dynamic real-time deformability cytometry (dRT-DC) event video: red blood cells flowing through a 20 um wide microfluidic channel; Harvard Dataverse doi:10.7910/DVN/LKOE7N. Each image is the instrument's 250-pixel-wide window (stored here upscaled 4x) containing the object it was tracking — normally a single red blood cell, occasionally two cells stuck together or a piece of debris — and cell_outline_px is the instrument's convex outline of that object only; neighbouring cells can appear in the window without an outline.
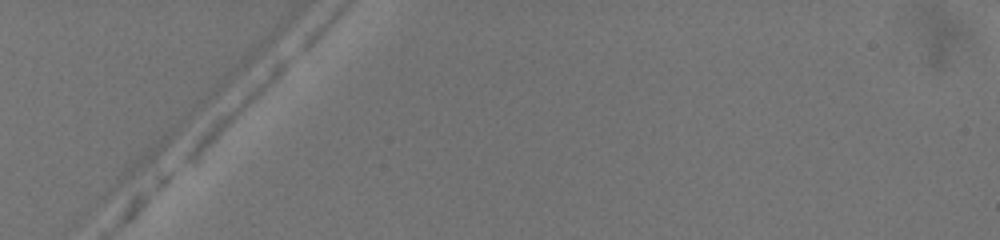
{"species": "common noctule bat (a hibernating species)", "species_latin": "Nyctalus noctula", "temperature_condition": "warm", "stored_images_in_passage": 3, "camera_frame_rate_fps": 3000, "um_per_image_px": 0.085, "animal": {"sex": "female", "body_mass_g": 19.5, "forearm_length_mm": 54.1}, "frame": {"image": 1, "passage_image": 1, "time_ms": 0.0, "image_size_px": [1000, 240], "cell_outline_px": [[292, 56], [288, 64], [260, 92], [196, 152], [184, 160], [184, 152], [196, 136], [216, 116], [276, 60], [284, 56]], "centroid_in_image_um": [20.12, 8.96], "position_along_channel_um": 64.9, "area_um2": 12.02}}